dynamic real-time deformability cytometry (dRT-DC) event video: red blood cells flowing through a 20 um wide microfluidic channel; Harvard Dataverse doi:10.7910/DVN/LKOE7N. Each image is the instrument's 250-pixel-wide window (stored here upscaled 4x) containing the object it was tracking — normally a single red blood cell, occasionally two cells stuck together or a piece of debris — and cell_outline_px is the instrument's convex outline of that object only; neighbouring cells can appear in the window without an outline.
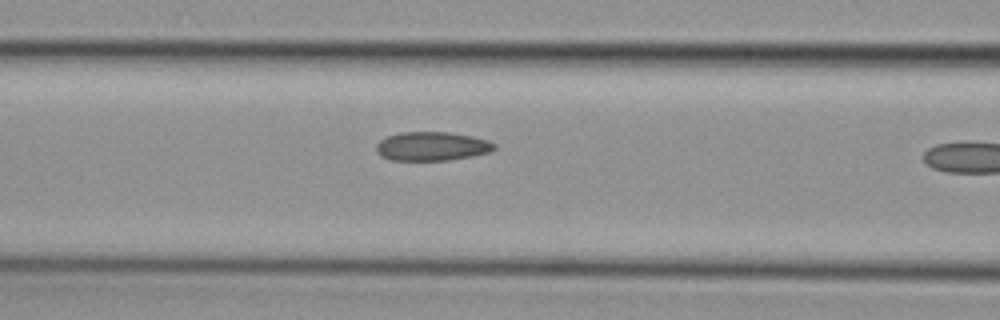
{"species": "common noctule bat (a hibernating species)", "species_latin": "Nyctalus noctula", "temperature_condition": "cold", "stored_images_in_passage": 5, "segment_of_instrument_passage": [1, 2], "camera_frame_rate_fps": 3000, "um_per_image_px": 0.085, "animal": {"sex": "female", "body_mass_g": 29.2, "forearm_length_mm": 56.3}, "frame": {"image": 1, "passage_image": 4, "time_ms": 1.0, "image_size_px": [1000, 320], "cell_outline_px": [[496, 148], [492, 152], [472, 156], [448, 160], [388, 160], [380, 156], [376, 152], [376, 144], [380, 140], [388, 136], [400, 132], [448, 132], [472, 136], [488, 140], [496, 144]], "centroid_in_image_um": [36.71, 12.43], "position_along_channel_um": 129.9, "area_um2": 20.06}}